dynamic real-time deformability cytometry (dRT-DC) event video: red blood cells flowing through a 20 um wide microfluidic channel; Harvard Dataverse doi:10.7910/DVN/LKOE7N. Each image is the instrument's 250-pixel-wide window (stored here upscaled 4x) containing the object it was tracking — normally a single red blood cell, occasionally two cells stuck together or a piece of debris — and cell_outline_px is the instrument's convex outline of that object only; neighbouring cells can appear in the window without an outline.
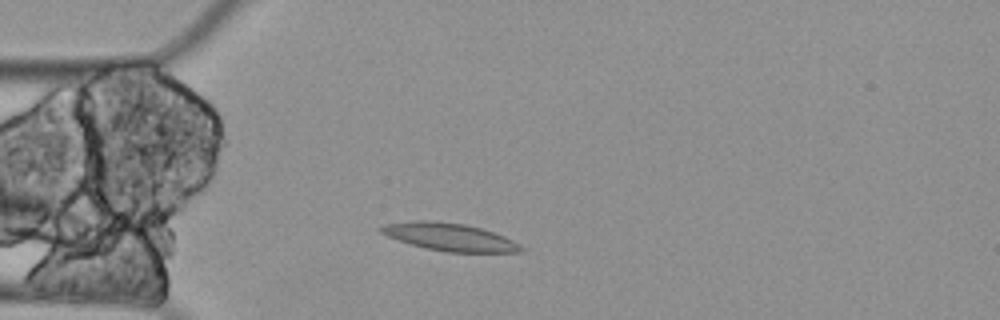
{"species": "Egyptian fruit bat (a non-hibernating species)", "species_latin": "Rousettus aegyptiacus", "temperature_condition": "cold", "stored_images_in_passage": 2, "camera_frame_rate_fps": 3000, "um_per_image_px": 0.085, "animal": {"sex": "female"}, "frame": {"image": 1, "passage_image": 2, "time_ms": 0.333, "image_size_px": [1000, 320], "cell_outline_px": [[524, 252], [444, 252], [424, 248], [388, 236], [380, 232], [376, 228], [388, 224], [412, 220], [432, 220], [464, 224], [480, 228], [504, 236], [512, 240], [524, 248]], "centroid_in_image_um": [38.21, 20.14], "position_along_channel_um": 46.8, "area_um2": 22.43}}